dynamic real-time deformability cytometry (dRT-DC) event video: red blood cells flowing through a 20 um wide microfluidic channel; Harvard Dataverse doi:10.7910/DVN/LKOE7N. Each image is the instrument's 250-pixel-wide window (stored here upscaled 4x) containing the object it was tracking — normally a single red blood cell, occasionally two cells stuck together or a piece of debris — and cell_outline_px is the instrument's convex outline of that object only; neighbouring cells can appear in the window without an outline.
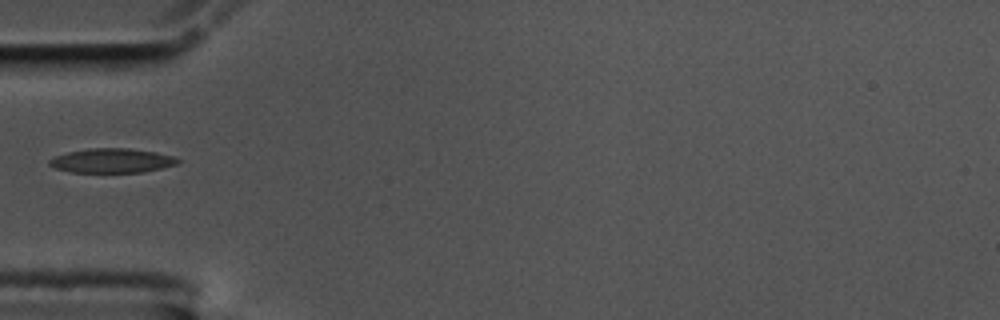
{"species": "common noctule bat (a hibernating species)", "species_latin": "Nyctalus noctula", "temperature_condition": "cold", "stored_images_in_passage": 40, "camera_frame_rate_fps": 3000, "um_per_image_px": 0.085, "animal": {"sex": "male", "body_mass_g": 17.5, "forearm_length_mm": 52.3}, "frame": {"image": 1, "passage_image": 1, "time_ms": 0.0, "image_size_px": [1000, 320], "cell_outline_px": [[180, 160], [176, 164], [144, 172], [68, 172], [56, 168], [48, 164], [48, 160], [56, 156], [68, 152], [88, 148], [128, 148], [156, 152], [172, 156]], "centroid_in_image_um": [9.48, 13.65], "position_along_channel_um": 75.5, "area_um2": 18.09}}
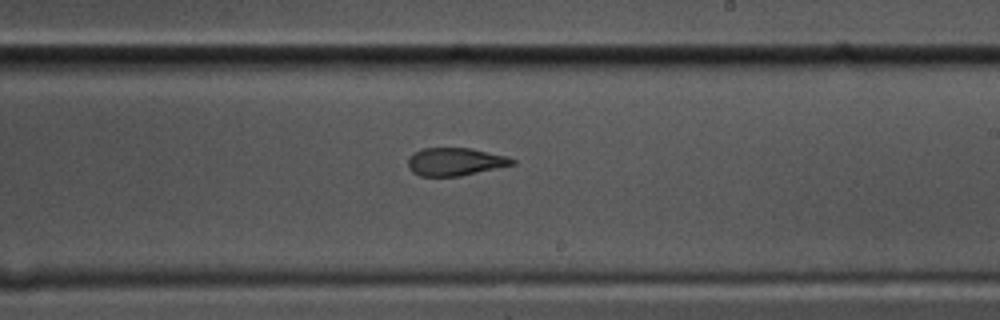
{"frame": {"image": 2, "passage_image": 16, "time_ms": 5.0, "image_size_px": [1000, 320], "cell_outline_px": [[516, 164], [460, 176], [420, 176], [412, 172], [408, 168], [408, 156], [412, 152], [424, 148], [472, 148], [508, 156], [516, 160]], "centroid_in_image_um": [38.68, 13.74], "position_along_channel_um": 250.3, "area_um2": 17.17}}
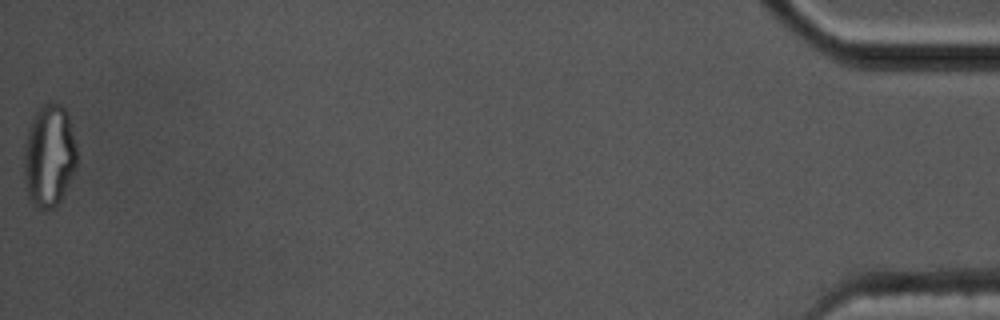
{"frame": {"image": 3, "passage_image": 40, "time_ms": 13.0, "image_size_px": [1000, 320], "cell_outline_px": [[76, 168], [56, 208], [40, 208], [32, 204], [28, 196], [24, 180], [24, 144], [28, 128], [40, 104], [52, 100], [60, 104], [68, 112], [76, 144]], "centroid_in_image_um": [4.17, 13.19], "position_along_channel_um": 431.0, "area_um2": 31.96}}